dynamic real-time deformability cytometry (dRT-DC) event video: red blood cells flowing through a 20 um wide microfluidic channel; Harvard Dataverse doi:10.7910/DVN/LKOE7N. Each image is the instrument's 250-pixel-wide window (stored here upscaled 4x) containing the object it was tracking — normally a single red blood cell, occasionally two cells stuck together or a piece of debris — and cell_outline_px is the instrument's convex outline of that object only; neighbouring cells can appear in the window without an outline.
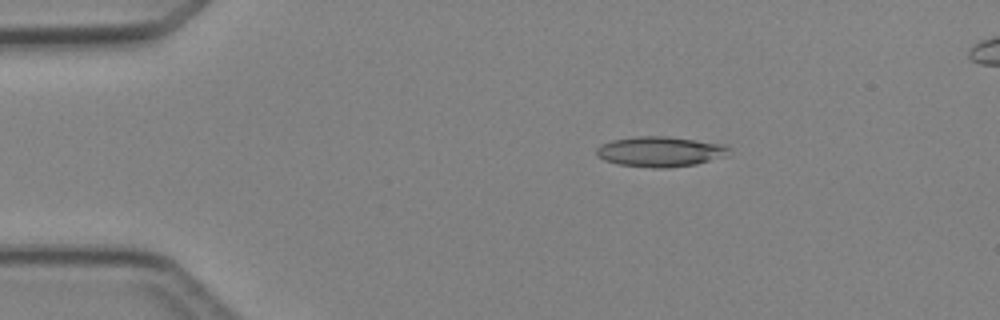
{"species": "Egyptian fruit bat (a non-hibernating species)", "species_latin": "Rousettus aegyptiacus", "temperature_condition": "cold", "stored_images_in_passage": 3, "camera_frame_rate_fps": 3000, "um_per_image_px": 0.085, "animal": {"sex": "female"}, "frame": {"image": 1, "passage_image": 1, "time_ms": 0.0, "image_size_px": [1000, 320], "cell_outline_px": [[728, 156], [696, 164], [664, 168], [652, 168], [616, 164], [604, 160], [596, 156], [596, 148], [600, 144], [612, 140], [636, 136], [668, 136], [724, 144], [728, 148]], "centroid_in_image_um": [56.08, 12.89], "position_along_channel_um": 28.9, "area_um2": 23.52}}